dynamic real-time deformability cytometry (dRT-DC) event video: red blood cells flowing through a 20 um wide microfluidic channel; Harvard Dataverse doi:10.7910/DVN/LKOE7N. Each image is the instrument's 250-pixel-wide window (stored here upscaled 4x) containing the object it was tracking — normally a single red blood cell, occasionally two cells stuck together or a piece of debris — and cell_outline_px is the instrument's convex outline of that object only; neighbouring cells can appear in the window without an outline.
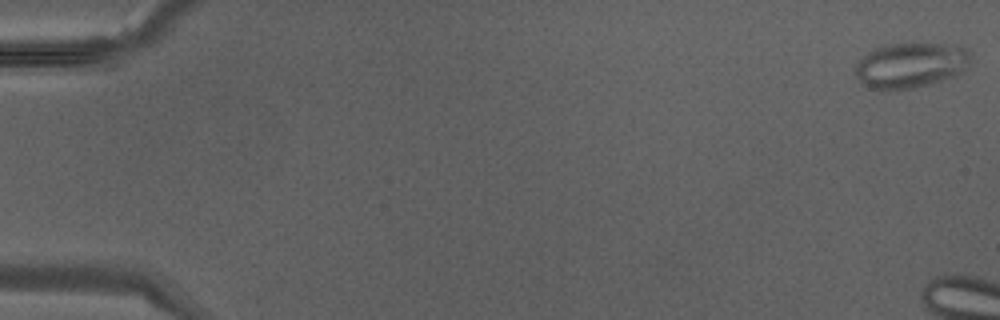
{"species": "Egyptian fruit bat (a non-hibernating species)", "species_latin": "Rousettus aegyptiacus", "temperature_condition": "warm", "stored_images_in_passage": 6, "camera_frame_rate_fps": 3000, "um_per_image_px": 0.085, "animal": {"sex": "male"}, "frame": {"image": 1, "passage_image": 1, "time_ms": 0.0, "image_size_px": [1000, 320], "cell_outline_px": [[972, 56], [960, 72], [952, 76], [916, 88], [896, 92], [880, 92], [868, 88], [860, 80], [856, 72], [856, 64], [872, 48], [884, 44], [964, 44], [972, 52]], "centroid_in_image_um": [77.39, 5.56], "position_along_channel_um": 7.6, "area_um2": 30.98}}